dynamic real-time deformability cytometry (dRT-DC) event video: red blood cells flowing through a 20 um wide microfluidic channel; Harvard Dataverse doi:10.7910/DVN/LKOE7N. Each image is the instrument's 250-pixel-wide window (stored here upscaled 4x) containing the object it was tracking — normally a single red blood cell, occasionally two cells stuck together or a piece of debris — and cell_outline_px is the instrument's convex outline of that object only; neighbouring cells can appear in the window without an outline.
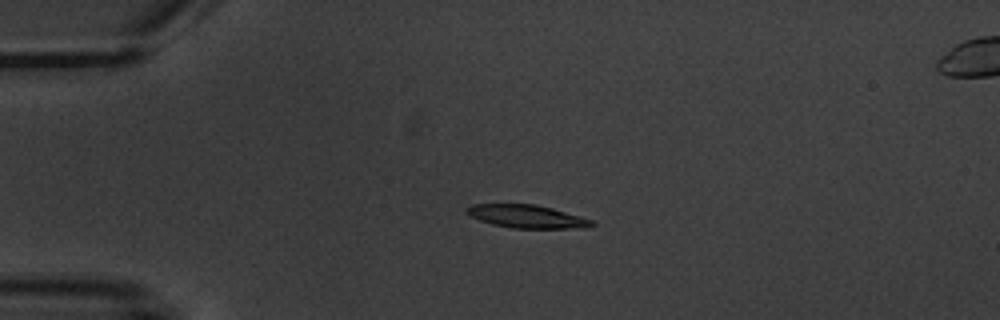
{"species": "common noctule bat (a hibernating species)", "species_latin": "Nyctalus noctula", "temperature_condition": "warm", "stored_images_in_passage": 6, "camera_frame_rate_fps": 3000, "um_per_image_px": 0.085, "animal": {"sex": "male", "body_mass_g": 20.1, "forearm_length_mm": 53.5}, "frame": {"image": 1, "passage_image": 4, "time_ms": 3.667, "image_size_px": [1000, 320], "cell_outline_px": [[596, 224], [588, 228], [512, 228], [492, 224], [480, 220], [464, 212], [464, 208], [472, 204], [536, 204], [552, 208], [596, 220]], "centroid_in_image_um": [44.83, 18.4], "position_along_channel_um": 40.2, "area_um2": 17.05}}